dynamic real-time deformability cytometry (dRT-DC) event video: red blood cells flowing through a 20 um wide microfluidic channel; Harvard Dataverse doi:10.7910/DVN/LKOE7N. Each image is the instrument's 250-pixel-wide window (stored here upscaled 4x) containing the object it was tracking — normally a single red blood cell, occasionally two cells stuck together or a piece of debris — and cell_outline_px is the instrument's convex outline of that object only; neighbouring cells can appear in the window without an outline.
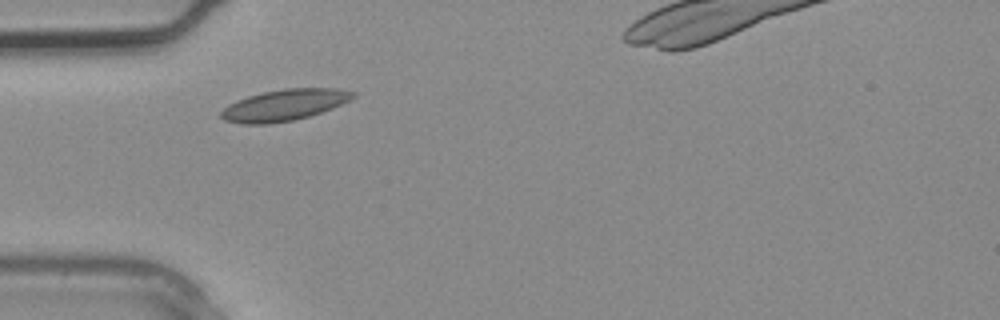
{"species": "common noctule bat (a hibernating species)", "species_latin": "Nyctalus noctula", "temperature_condition": "warm", "stored_images_in_passage": 1, "camera_frame_rate_fps": 3000, "um_per_image_px": 0.085, "animal": {"sex": "male", "body_mass_g": 20.4}, "frame": {"image": 1, "passage_image": 1, "time_ms": 0.0, "image_size_px": [1000, 320], "cell_outline_px": [[356, 96], [332, 108], [308, 116], [292, 120], [268, 124], [240, 124], [224, 120], [220, 116], [220, 112], [228, 104], [236, 100], [248, 96], [264, 92], [284, 88], [336, 88], [356, 92]], "centroid_in_image_um": [24.13, 8.93], "position_along_channel_um": 60.9, "area_um2": 23.93}}